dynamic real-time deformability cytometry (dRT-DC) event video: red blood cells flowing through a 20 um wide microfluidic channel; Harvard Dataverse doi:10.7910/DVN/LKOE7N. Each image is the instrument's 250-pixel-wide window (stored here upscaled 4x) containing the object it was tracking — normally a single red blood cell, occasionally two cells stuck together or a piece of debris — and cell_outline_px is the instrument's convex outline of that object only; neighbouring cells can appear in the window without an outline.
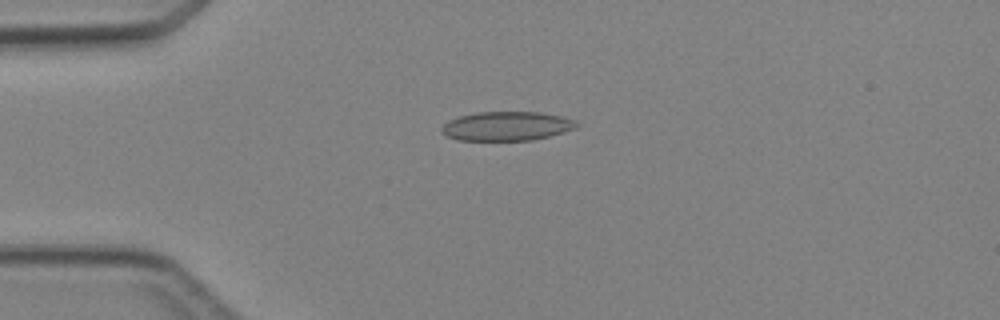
{"species": "Egyptian fruit bat (a non-hibernating species)", "species_latin": "Rousettus aegyptiacus", "temperature_condition": "cold", "stored_images_in_passage": 6, "camera_frame_rate_fps": 3000, "um_per_image_px": 0.085, "animal": {"sex": "female"}, "frame": {"image": 1, "passage_image": 4, "time_ms": 3.333, "image_size_px": [1000, 320], "cell_outline_px": [[580, 124], [576, 128], [564, 132], [532, 140], [456, 140], [444, 136], [440, 132], [440, 128], [448, 120], [460, 116], [476, 112], [540, 112], [560, 116], [572, 120]], "centroid_in_image_um": [43.01, 10.72], "position_along_channel_um": 42.0, "area_um2": 22.95}}
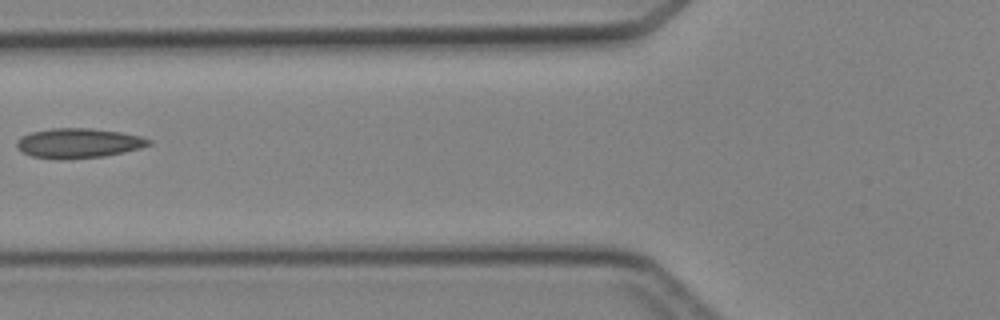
{"frame": {"image": 2, "passage_image": 6, "time_ms": 5.667, "image_size_px": [1000, 320], "cell_outline_px": [[152, 144], [140, 148], [124, 152], [104, 156], [64, 160], [60, 160], [32, 156], [16, 148], [16, 140], [20, 136], [32, 132], [52, 128], [92, 128], [120, 132], [140, 136], [152, 140]], "centroid_in_image_um": [6.66, 12.17], "position_along_channel_um": 119.1, "area_um2": 23.06}}